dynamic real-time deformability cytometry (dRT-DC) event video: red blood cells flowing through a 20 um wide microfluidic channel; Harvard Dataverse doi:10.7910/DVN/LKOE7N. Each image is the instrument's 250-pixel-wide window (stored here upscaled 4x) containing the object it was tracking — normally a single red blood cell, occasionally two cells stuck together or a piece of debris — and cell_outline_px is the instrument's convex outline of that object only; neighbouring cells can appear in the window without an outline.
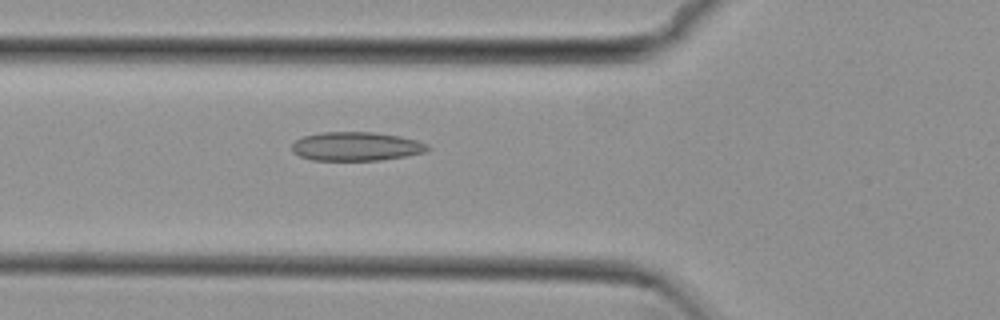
{"species": "common noctule bat (a hibernating species)", "species_latin": "Nyctalus noctula", "temperature_condition": "cold", "stored_images_in_passage": 10, "camera_frame_rate_fps": 3000, "um_per_image_px": 0.085, "animal": {"sex": "female", "body_mass_g": 29.2, "forearm_length_mm": 56.3}, "frame": {"image": 1, "passage_image": 4, "time_ms": 1.0, "image_size_px": [1000, 320], "cell_outline_px": [[432, 148], [428, 152], [380, 160], [312, 160], [300, 156], [292, 152], [292, 144], [296, 140], [304, 136], [324, 132], [372, 132], [400, 136], [416, 140], [428, 144]], "centroid_in_image_um": [30.31, 12.44], "position_along_channel_um": 95.5, "area_um2": 22.83}}
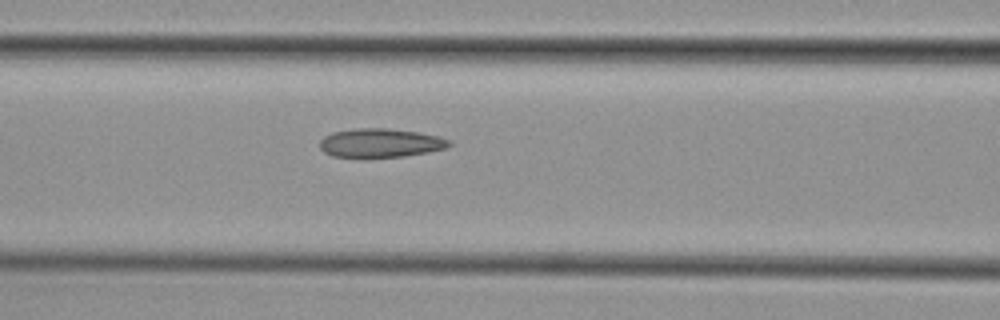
{"frame": {"image": 2, "passage_image": 7, "time_ms": 2.0, "image_size_px": [1000, 320], "cell_outline_px": [[452, 144], [448, 148], [428, 152], [404, 156], [332, 156], [324, 152], [320, 148], [320, 140], [324, 136], [332, 132], [356, 128], [388, 128], [420, 132], [440, 136], [452, 140]], "centroid_in_image_um": [32.4, 12.12], "position_along_channel_um": 134.2, "area_um2": 21.73}}
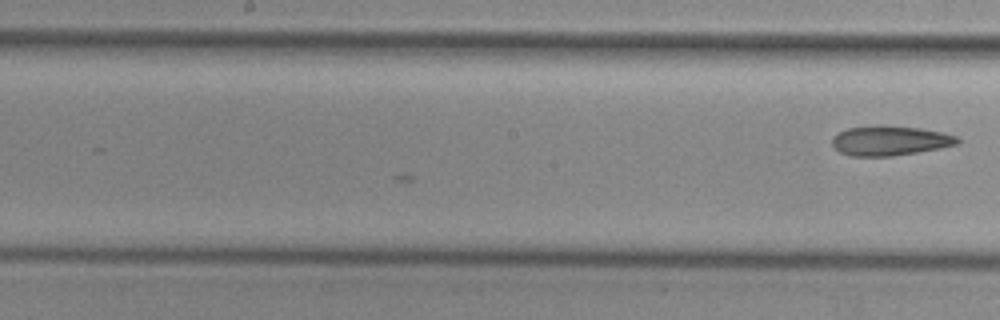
{"frame": {"image": 3, "passage_image": 10, "time_ms": 3.0, "image_size_px": [1000, 320], "cell_outline_px": [[960, 140], [956, 144], [940, 148], [892, 156], [852, 156], [840, 152], [832, 144], [832, 136], [848, 128], [920, 128], [940, 132], [956, 136]], "centroid_in_image_um": [75.64, 12.0], "position_along_channel_um": 172.6, "area_um2": 20.58}}